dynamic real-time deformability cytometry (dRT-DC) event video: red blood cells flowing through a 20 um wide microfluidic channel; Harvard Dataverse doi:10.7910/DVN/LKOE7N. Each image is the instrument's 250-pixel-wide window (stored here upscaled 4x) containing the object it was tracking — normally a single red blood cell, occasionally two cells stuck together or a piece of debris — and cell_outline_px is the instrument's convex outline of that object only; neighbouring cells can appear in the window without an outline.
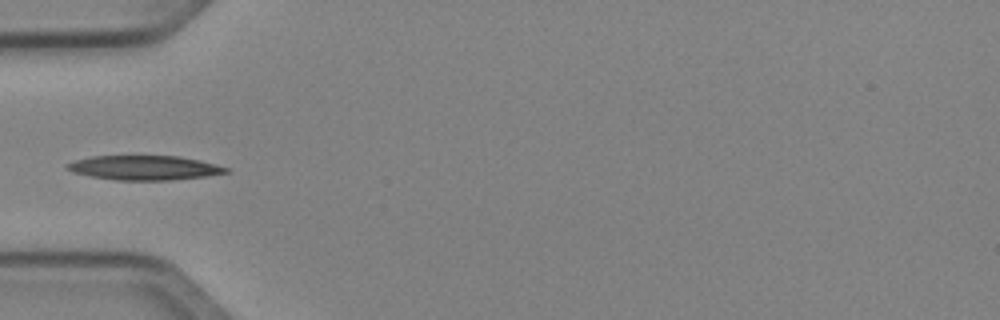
{"species": "Egyptian fruit bat (a non-hibernating species)", "species_latin": "Rousettus aegyptiacus", "temperature_condition": "cold", "stored_images_in_passage": 34, "camera_frame_rate_fps": 3000, "um_per_image_px": 0.085, "animal": {"sex": "female"}, "frame": {"image": 1, "passage_image": 1, "time_ms": 0.0, "image_size_px": [1000, 320], "cell_outline_px": [[232, 172], [204, 176], [168, 180], [116, 180], [92, 176], [72, 172], [64, 168], [64, 164], [76, 160], [92, 156], [180, 156], [200, 160], [228, 168]], "centroid_in_image_um": [12.24, 14.25], "position_along_channel_um": 72.8, "area_um2": 22.54}}
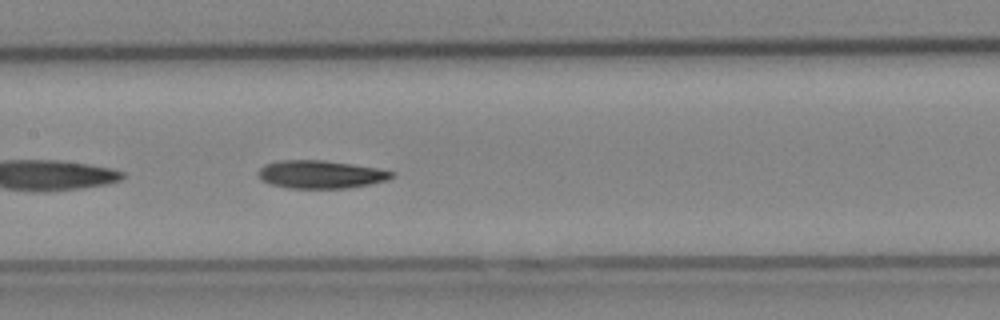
{"frame": {"image": 2, "passage_image": 9, "time_ms": 2.667, "image_size_px": [1000, 320], "cell_outline_px": [[396, 176], [388, 180], [368, 184], [344, 188], [288, 188], [272, 184], [264, 180], [260, 176], [260, 168], [264, 164], [280, 160], [320, 160], [352, 164], [376, 168], [396, 172]], "centroid_in_image_um": [27.3, 14.82], "position_along_channel_um": 180.1, "area_um2": 21.5}}
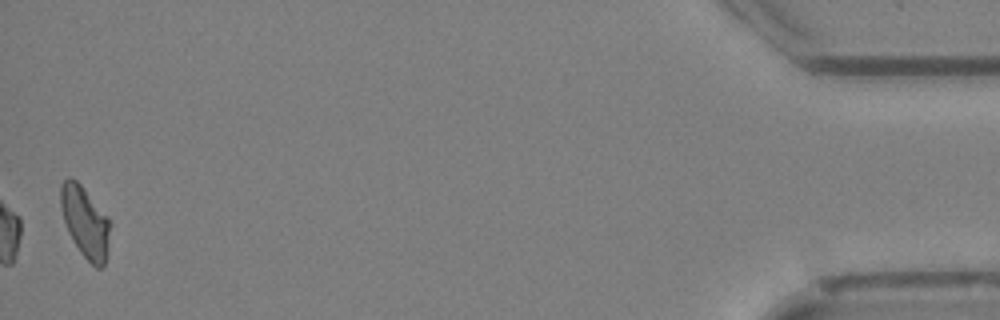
{"frame": {"image": 3, "passage_image": 34, "time_ms": 11.0, "image_size_px": [1000, 320], "cell_outline_px": [[112, 224], [104, 264], [100, 268], [96, 268], [80, 252], [72, 240], [68, 232], [64, 220], [60, 204], [60, 184], [68, 176], [72, 176], [84, 188], [108, 216]], "centroid_in_image_um": [7.24, 18.83], "position_along_channel_um": 428.0, "area_um2": 20.63}, "authors_computed_cell_mechanics": {"area_um2": 21.2415, "velocity_mm_per_s": 4.0407, "shape_relaxation_time_tau1_ms": 6.1148, "shape_relaxation_time_tau2_ms": 10.0967, "deformation_change_tau1": 0.1575, "deformation_change_tau2": 0.2011}}